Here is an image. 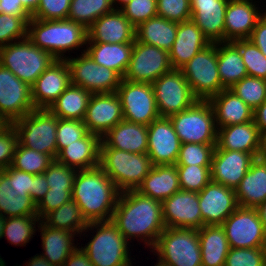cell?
<instances>
[{
  "label": "cell",
  "mask_w": 266,
  "mask_h": 266,
  "mask_svg": "<svg viewBox=\"0 0 266 266\" xmlns=\"http://www.w3.org/2000/svg\"><path fill=\"white\" fill-rule=\"evenodd\" d=\"M239 49L248 76L266 80V57L260 49L249 39L232 41Z\"/></svg>",
  "instance_id": "cell-45"
},
{
  "label": "cell",
  "mask_w": 266,
  "mask_h": 266,
  "mask_svg": "<svg viewBox=\"0 0 266 266\" xmlns=\"http://www.w3.org/2000/svg\"><path fill=\"white\" fill-rule=\"evenodd\" d=\"M27 38L37 47L50 53L56 60H63L66 51L87 44V29L71 20H40L28 22Z\"/></svg>",
  "instance_id": "cell-3"
},
{
  "label": "cell",
  "mask_w": 266,
  "mask_h": 266,
  "mask_svg": "<svg viewBox=\"0 0 266 266\" xmlns=\"http://www.w3.org/2000/svg\"><path fill=\"white\" fill-rule=\"evenodd\" d=\"M131 263H132V261L130 263H127V264L123 265V266H132Z\"/></svg>",
  "instance_id": "cell-72"
},
{
  "label": "cell",
  "mask_w": 266,
  "mask_h": 266,
  "mask_svg": "<svg viewBox=\"0 0 266 266\" xmlns=\"http://www.w3.org/2000/svg\"><path fill=\"white\" fill-rule=\"evenodd\" d=\"M32 16L0 13V47L27 38L28 22Z\"/></svg>",
  "instance_id": "cell-47"
},
{
  "label": "cell",
  "mask_w": 266,
  "mask_h": 266,
  "mask_svg": "<svg viewBox=\"0 0 266 266\" xmlns=\"http://www.w3.org/2000/svg\"><path fill=\"white\" fill-rule=\"evenodd\" d=\"M130 0H112V4L113 6L115 4H117L116 2H118V4L120 5V7H116V9H120L122 6H124L126 3H128Z\"/></svg>",
  "instance_id": "cell-68"
},
{
  "label": "cell",
  "mask_w": 266,
  "mask_h": 266,
  "mask_svg": "<svg viewBox=\"0 0 266 266\" xmlns=\"http://www.w3.org/2000/svg\"><path fill=\"white\" fill-rule=\"evenodd\" d=\"M123 119L121 101L116 92L94 93L90 97L83 123L89 133L102 138Z\"/></svg>",
  "instance_id": "cell-19"
},
{
  "label": "cell",
  "mask_w": 266,
  "mask_h": 266,
  "mask_svg": "<svg viewBox=\"0 0 266 266\" xmlns=\"http://www.w3.org/2000/svg\"><path fill=\"white\" fill-rule=\"evenodd\" d=\"M37 225L41 231L44 251L41 256L54 266H63L65 260L77 248L73 243L76 234L64 229L51 228L42 220Z\"/></svg>",
  "instance_id": "cell-34"
},
{
  "label": "cell",
  "mask_w": 266,
  "mask_h": 266,
  "mask_svg": "<svg viewBox=\"0 0 266 266\" xmlns=\"http://www.w3.org/2000/svg\"><path fill=\"white\" fill-rule=\"evenodd\" d=\"M202 266H224L230 246L221 225H204L198 230Z\"/></svg>",
  "instance_id": "cell-36"
},
{
  "label": "cell",
  "mask_w": 266,
  "mask_h": 266,
  "mask_svg": "<svg viewBox=\"0 0 266 266\" xmlns=\"http://www.w3.org/2000/svg\"><path fill=\"white\" fill-rule=\"evenodd\" d=\"M63 266H94L88 259L87 253L81 248H76L65 260Z\"/></svg>",
  "instance_id": "cell-61"
},
{
  "label": "cell",
  "mask_w": 266,
  "mask_h": 266,
  "mask_svg": "<svg viewBox=\"0 0 266 266\" xmlns=\"http://www.w3.org/2000/svg\"><path fill=\"white\" fill-rule=\"evenodd\" d=\"M0 215L21 217L37 215L36 204L30 196L17 195L14 188V168L0 170Z\"/></svg>",
  "instance_id": "cell-32"
},
{
  "label": "cell",
  "mask_w": 266,
  "mask_h": 266,
  "mask_svg": "<svg viewBox=\"0 0 266 266\" xmlns=\"http://www.w3.org/2000/svg\"><path fill=\"white\" fill-rule=\"evenodd\" d=\"M148 149L152 165L176 164L181 141L169 117H159L148 126Z\"/></svg>",
  "instance_id": "cell-18"
},
{
  "label": "cell",
  "mask_w": 266,
  "mask_h": 266,
  "mask_svg": "<svg viewBox=\"0 0 266 266\" xmlns=\"http://www.w3.org/2000/svg\"><path fill=\"white\" fill-rule=\"evenodd\" d=\"M153 250L165 266H202L197 229L165 228Z\"/></svg>",
  "instance_id": "cell-8"
},
{
  "label": "cell",
  "mask_w": 266,
  "mask_h": 266,
  "mask_svg": "<svg viewBox=\"0 0 266 266\" xmlns=\"http://www.w3.org/2000/svg\"><path fill=\"white\" fill-rule=\"evenodd\" d=\"M152 166L147 153H130L109 148L101 141L99 167L121 192L137 190Z\"/></svg>",
  "instance_id": "cell-4"
},
{
  "label": "cell",
  "mask_w": 266,
  "mask_h": 266,
  "mask_svg": "<svg viewBox=\"0 0 266 266\" xmlns=\"http://www.w3.org/2000/svg\"><path fill=\"white\" fill-rule=\"evenodd\" d=\"M249 40H251L266 57V12L256 23Z\"/></svg>",
  "instance_id": "cell-58"
},
{
  "label": "cell",
  "mask_w": 266,
  "mask_h": 266,
  "mask_svg": "<svg viewBox=\"0 0 266 266\" xmlns=\"http://www.w3.org/2000/svg\"><path fill=\"white\" fill-rule=\"evenodd\" d=\"M178 23L155 16L135 29V39L140 43L170 51L177 35Z\"/></svg>",
  "instance_id": "cell-37"
},
{
  "label": "cell",
  "mask_w": 266,
  "mask_h": 266,
  "mask_svg": "<svg viewBox=\"0 0 266 266\" xmlns=\"http://www.w3.org/2000/svg\"><path fill=\"white\" fill-rule=\"evenodd\" d=\"M120 10L137 28L141 23L157 16V0H130Z\"/></svg>",
  "instance_id": "cell-52"
},
{
  "label": "cell",
  "mask_w": 266,
  "mask_h": 266,
  "mask_svg": "<svg viewBox=\"0 0 266 266\" xmlns=\"http://www.w3.org/2000/svg\"><path fill=\"white\" fill-rule=\"evenodd\" d=\"M211 166L176 165L181 190L200 192L211 181Z\"/></svg>",
  "instance_id": "cell-46"
},
{
  "label": "cell",
  "mask_w": 266,
  "mask_h": 266,
  "mask_svg": "<svg viewBox=\"0 0 266 266\" xmlns=\"http://www.w3.org/2000/svg\"><path fill=\"white\" fill-rule=\"evenodd\" d=\"M135 27L120 9L99 17L88 29L87 42L94 43H134Z\"/></svg>",
  "instance_id": "cell-24"
},
{
  "label": "cell",
  "mask_w": 266,
  "mask_h": 266,
  "mask_svg": "<svg viewBox=\"0 0 266 266\" xmlns=\"http://www.w3.org/2000/svg\"><path fill=\"white\" fill-rule=\"evenodd\" d=\"M91 95L86 89L70 84L49 109L60 119L83 121Z\"/></svg>",
  "instance_id": "cell-39"
},
{
  "label": "cell",
  "mask_w": 266,
  "mask_h": 266,
  "mask_svg": "<svg viewBox=\"0 0 266 266\" xmlns=\"http://www.w3.org/2000/svg\"><path fill=\"white\" fill-rule=\"evenodd\" d=\"M33 185V174L14 168V188L17 195L30 196Z\"/></svg>",
  "instance_id": "cell-57"
},
{
  "label": "cell",
  "mask_w": 266,
  "mask_h": 266,
  "mask_svg": "<svg viewBox=\"0 0 266 266\" xmlns=\"http://www.w3.org/2000/svg\"><path fill=\"white\" fill-rule=\"evenodd\" d=\"M78 170L54 160L43 173L51 190H73Z\"/></svg>",
  "instance_id": "cell-49"
},
{
  "label": "cell",
  "mask_w": 266,
  "mask_h": 266,
  "mask_svg": "<svg viewBox=\"0 0 266 266\" xmlns=\"http://www.w3.org/2000/svg\"><path fill=\"white\" fill-rule=\"evenodd\" d=\"M42 221L51 228L64 229L75 234H81L88 224L73 199L48 213Z\"/></svg>",
  "instance_id": "cell-40"
},
{
  "label": "cell",
  "mask_w": 266,
  "mask_h": 266,
  "mask_svg": "<svg viewBox=\"0 0 266 266\" xmlns=\"http://www.w3.org/2000/svg\"><path fill=\"white\" fill-rule=\"evenodd\" d=\"M85 52L98 64L116 71L122 78L128 69L133 43L87 42Z\"/></svg>",
  "instance_id": "cell-35"
},
{
  "label": "cell",
  "mask_w": 266,
  "mask_h": 266,
  "mask_svg": "<svg viewBox=\"0 0 266 266\" xmlns=\"http://www.w3.org/2000/svg\"><path fill=\"white\" fill-rule=\"evenodd\" d=\"M100 146L101 137L88 133L84 138L61 149L55 160L76 170L94 168L99 166Z\"/></svg>",
  "instance_id": "cell-29"
},
{
  "label": "cell",
  "mask_w": 266,
  "mask_h": 266,
  "mask_svg": "<svg viewBox=\"0 0 266 266\" xmlns=\"http://www.w3.org/2000/svg\"><path fill=\"white\" fill-rule=\"evenodd\" d=\"M54 160L51 155L26 148L18 143L11 166L20 171L37 175L43 174Z\"/></svg>",
  "instance_id": "cell-43"
},
{
  "label": "cell",
  "mask_w": 266,
  "mask_h": 266,
  "mask_svg": "<svg viewBox=\"0 0 266 266\" xmlns=\"http://www.w3.org/2000/svg\"><path fill=\"white\" fill-rule=\"evenodd\" d=\"M86 125L81 120L58 119L56 130V142L58 152L76 140L84 138L88 134Z\"/></svg>",
  "instance_id": "cell-51"
},
{
  "label": "cell",
  "mask_w": 266,
  "mask_h": 266,
  "mask_svg": "<svg viewBox=\"0 0 266 266\" xmlns=\"http://www.w3.org/2000/svg\"><path fill=\"white\" fill-rule=\"evenodd\" d=\"M259 128L254 120L217 129L215 149L241 151L257 156Z\"/></svg>",
  "instance_id": "cell-30"
},
{
  "label": "cell",
  "mask_w": 266,
  "mask_h": 266,
  "mask_svg": "<svg viewBox=\"0 0 266 266\" xmlns=\"http://www.w3.org/2000/svg\"><path fill=\"white\" fill-rule=\"evenodd\" d=\"M17 144L18 136L11 124L0 134V170L8 168L12 164Z\"/></svg>",
  "instance_id": "cell-56"
},
{
  "label": "cell",
  "mask_w": 266,
  "mask_h": 266,
  "mask_svg": "<svg viewBox=\"0 0 266 266\" xmlns=\"http://www.w3.org/2000/svg\"><path fill=\"white\" fill-rule=\"evenodd\" d=\"M221 226L230 248L266 247V230L256 208L239 206Z\"/></svg>",
  "instance_id": "cell-14"
},
{
  "label": "cell",
  "mask_w": 266,
  "mask_h": 266,
  "mask_svg": "<svg viewBox=\"0 0 266 266\" xmlns=\"http://www.w3.org/2000/svg\"><path fill=\"white\" fill-rule=\"evenodd\" d=\"M4 222H5V217H2L0 215V239L3 236Z\"/></svg>",
  "instance_id": "cell-69"
},
{
  "label": "cell",
  "mask_w": 266,
  "mask_h": 266,
  "mask_svg": "<svg viewBox=\"0 0 266 266\" xmlns=\"http://www.w3.org/2000/svg\"><path fill=\"white\" fill-rule=\"evenodd\" d=\"M209 44L210 41L192 19L178 23L177 35L172 49L169 51L172 68L180 70L192 57Z\"/></svg>",
  "instance_id": "cell-26"
},
{
  "label": "cell",
  "mask_w": 266,
  "mask_h": 266,
  "mask_svg": "<svg viewBox=\"0 0 266 266\" xmlns=\"http://www.w3.org/2000/svg\"><path fill=\"white\" fill-rule=\"evenodd\" d=\"M172 69L168 51L140 43L135 39L130 63L123 79L152 84L161 75Z\"/></svg>",
  "instance_id": "cell-15"
},
{
  "label": "cell",
  "mask_w": 266,
  "mask_h": 266,
  "mask_svg": "<svg viewBox=\"0 0 266 266\" xmlns=\"http://www.w3.org/2000/svg\"><path fill=\"white\" fill-rule=\"evenodd\" d=\"M41 0H21L22 6L32 15L38 8Z\"/></svg>",
  "instance_id": "cell-65"
},
{
  "label": "cell",
  "mask_w": 266,
  "mask_h": 266,
  "mask_svg": "<svg viewBox=\"0 0 266 266\" xmlns=\"http://www.w3.org/2000/svg\"><path fill=\"white\" fill-rule=\"evenodd\" d=\"M116 93L125 120L148 126L160 117L151 83L131 82L122 78Z\"/></svg>",
  "instance_id": "cell-13"
},
{
  "label": "cell",
  "mask_w": 266,
  "mask_h": 266,
  "mask_svg": "<svg viewBox=\"0 0 266 266\" xmlns=\"http://www.w3.org/2000/svg\"><path fill=\"white\" fill-rule=\"evenodd\" d=\"M252 110L266 100V80L253 76H245L230 88Z\"/></svg>",
  "instance_id": "cell-44"
},
{
  "label": "cell",
  "mask_w": 266,
  "mask_h": 266,
  "mask_svg": "<svg viewBox=\"0 0 266 266\" xmlns=\"http://www.w3.org/2000/svg\"><path fill=\"white\" fill-rule=\"evenodd\" d=\"M40 221L38 215L5 217L2 237H6L11 245L25 246L36 231V222Z\"/></svg>",
  "instance_id": "cell-42"
},
{
  "label": "cell",
  "mask_w": 266,
  "mask_h": 266,
  "mask_svg": "<svg viewBox=\"0 0 266 266\" xmlns=\"http://www.w3.org/2000/svg\"><path fill=\"white\" fill-rule=\"evenodd\" d=\"M114 9L112 0H71L67 19L88 29L99 17Z\"/></svg>",
  "instance_id": "cell-41"
},
{
  "label": "cell",
  "mask_w": 266,
  "mask_h": 266,
  "mask_svg": "<svg viewBox=\"0 0 266 266\" xmlns=\"http://www.w3.org/2000/svg\"><path fill=\"white\" fill-rule=\"evenodd\" d=\"M256 157L251 153L215 149L211 162V180L236 189Z\"/></svg>",
  "instance_id": "cell-22"
},
{
  "label": "cell",
  "mask_w": 266,
  "mask_h": 266,
  "mask_svg": "<svg viewBox=\"0 0 266 266\" xmlns=\"http://www.w3.org/2000/svg\"><path fill=\"white\" fill-rule=\"evenodd\" d=\"M58 119L49 108H35L11 124L17 133L20 145L51 155L55 159L58 154L56 142Z\"/></svg>",
  "instance_id": "cell-5"
},
{
  "label": "cell",
  "mask_w": 266,
  "mask_h": 266,
  "mask_svg": "<svg viewBox=\"0 0 266 266\" xmlns=\"http://www.w3.org/2000/svg\"><path fill=\"white\" fill-rule=\"evenodd\" d=\"M94 228L97 232L93 239L82 247L94 266H123L131 262L129 241L111 220L88 223L84 232Z\"/></svg>",
  "instance_id": "cell-6"
},
{
  "label": "cell",
  "mask_w": 266,
  "mask_h": 266,
  "mask_svg": "<svg viewBox=\"0 0 266 266\" xmlns=\"http://www.w3.org/2000/svg\"><path fill=\"white\" fill-rule=\"evenodd\" d=\"M216 144L184 143L181 144L175 165L211 166Z\"/></svg>",
  "instance_id": "cell-48"
},
{
  "label": "cell",
  "mask_w": 266,
  "mask_h": 266,
  "mask_svg": "<svg viewBox=\"0 0 266 266\" xmlns=\"http://www.w3.org/2000/svg\"><path fill=\"white\" fill-rule=\"evenodd\" d=\"M260 220L266 230V200L256 207Z\"/></svg>",
  "instance_id": "cell-66"
},
{
  "label": "cell",
  "mask_w": 266,
  "mask_h": 266,
  "mask_svg": "<svg viewBox=\"0 0 266 266\" xmlns=\"http://www.w3.org/2000/svg\"><path fill=\"white\" fill-rule=\"evenodd\" d=\"M70 84V70L66 60H55L31 85L33 106L50 108Z\"/></svg>",
  "instance_id": "cell-21"
},
{
  "label": "cell",
  "mask_w": 266,
  "mask_h": 266,
  "mask_svg": "<svg viewBox=\"0 0 266 266\" xmlns=\"http://www.w3.org/2000/svg\"><path fill=\"white\" fill-rule=\"evenodd\" d=\"M165 228L197 229L202 227L198 192L179 190L162 202Z\"/></svg>",
  "instance_id": "cell-20"
},
{
  "label": "cell",
  "mask_w": 266,
  "mask_h": 266,
  "mask_svg": "<svg viewBox=\"0 0 266 266\" xmlns=\"http://www.w3.org/2000/svg\"><path fill=\"white\" fill-rule=\"evenodd\" d=\"M169 118L182 144L217 143L215 114L208 100H198L190 108L175 113Z\"/></svg>",
  "instance_id": "cell-9"
},
{
  "label": "cell",
  "mask_w": 266,
  "mask_h": 266,
  "mask_svg": "<svg viewBox=\"0 0 266 266\" xmlns=\"http://www.w3.org/2000/svg\"><path fill=\"white\" fill-rule=\"evenodd\" d=\"M72 199L71 190H49L36 205L37 215L42 220L48 213Z\"/></svg>",
  "instance_id": "cell-55"
},
{
  "label": "cell",
  "mask_w": 266,
  "mask_h": 266,
  "mask_svg": "<svg viewBox=\"0 0 266 266\" xmlns=\"http://www.w3.org/2000/svg\"><path fill=\"white\" fill-rule=\"evenodd\" d=\"M224 266H266V247L230 248Z\"/></svg>",
  "instance_id": "cell-50"
},
{
  "label": "cell",
  "mask_w": 266,
  "mask_h": 266,
  "mask_svg": "<svg viewBox=\"0 0 266 266\" xmlns=\"http://www.w3.org/2000/svg\"><path fill=\"white\" fill-rule=\"evenodd\" d=\"M254 122L259 131L266 130V100L254 110Z\"/></svg>",
  "instance_id": "cell-62"
},
{
  "label": "cell",
  "mask_w": 266,
  "mask_h": 266,
  "mask_svg": "<svg viewBox=\"0 0 266 266\" xmlns=\"http://www.w3.org/2000/svg\"><path fill=\"white\" fill-rule=\"evenodd\" d=\"M228 2L229 0H190L191 19L210 43L224 42Z\"/></svg>",
  "instance_id": "cell-23"
},
{
  "label": "cell",
  "mask_w": 266,
  "mask_h": 266,
  "mask_svg": "<svg viewBox=\"0 0 266 266\" xmlns=\"http://www.w3.org/2000/svg\"><path fill=\"white\" fill-rule=\"evenodd\" d=\"M152 87L160 117L179 113L199 100L179 69H172L161 75L152 83Z\"/></svg>",
  "instance_id": "cell-11"
},
{
  "label": "cell",
  "mask_w": 266,
  "mask_h": 266,
  "mask_svg": "<svg viewBox=\"0 0 266 266\" xmlns=\"http://www.w3.org/2000/svg\"><path fill=\"white\" fill-rule=\"evenodd\" d=\"M2 14L16 16H32L23 6L21 0H0Z\"/></svg>",
  "instance_id": "cell-60"
},
{
  "label": "cell",
  "mask_w": 266,
  "mask_h": 266,
  "mask_svg": "<svg viewBox=\"0 0 266 266\" xmlns=\"http://www.w3.org/2000/svg\"><path fill=\"white\" fill-rule=\"evenodd\" d=\"M181 189L176 165H153L137 188L142 195L163 202Z\"/></svg>",
  "instance_id": "cell-33"
},
{
  "label": "cell",
  "mask_w": 266,
  "mask_h": 266,
  "mask_svg": "<svg viewBox=\"0 0 266 266\" xmlns=\"http://www.w3.org/2000/svg\"><path fill=\"white\" fill-rule=\"evenodd\" d=\"M148 128L123 119L109 130L101 141L109 148L145 154L148 149Z\"/></svg>",
  "instance_id": "cell-28"
},
{
  "label": "cell",
  "mask_w": 266,
  "mask_h": 266,
  "mask_svg": "<svg viewBox=\"0 0 266 266\" xmlns=\"http://www.w3.org/2000/svg\"><path fill=\"white\" fill-rule=\"evenodd\" d=\"M29 260L30 261L26 266H54L53 264L49 263L43 256H41V254L35 255Z\"/></svg>",
  "instance_id": "cell-64"
},
{
  "label": "cell",
  "mask_w": 266,
  "mask_h": 266,
  "mask_svg": "<svg viewBox=\"0 0 266 266\" xmlns=\"http://www.w3.org/2000/svg\"><path fill=\"white\" fill-rule=\"evenodd\" d=\"M5 264H6L5 261L0 256V266H6Z\"/></svg>",
  "instance_id": "cell-70"
},
{
  "label": "cell",
  "mask_w": 266,
  "mask_h": 266,
  "mask_svg": "<svg viewBox=\"0 0 266 266\" xmlns=\"http://www.w3.org/2000/svg\"><path fill=\"white\" fill-rule=\"evenodd\" d=\"M48 190H49V186L47 184L45 175L44 174H37V175L33 174V185H32V189H30V197L36 205L45 196Z\"/></svg>",
  "instance_id": "cell-59"
},
{
  "label": "cell",
  "mask_w": 266,
  "mask_h": 266,
  "mask_svg": "<svg viewBox=\"0 0 266 266\" xmlns=\"http://www.w3.org/2000/svg\"><path fill=\"white\" fill-rule=\"evenodd\" d=\"M199 208L204 225H221L238 207L235 190L210 181L198 192Z\"/></svg>",
  "instance_id": "cell-17"
},
{
  "label": "cell",
  "mask_w": 266,
  "mask_h": 266,
  "mask_svg": "<svg viewBox=\"0 0 266 266\" xmlns=\"http://www.w3.org/2000/svg\"><path fill=\"white\" fill-rule=\"evenodd\" d=\"M262 16L252 0H229L224 20V42L249 39Z\"/></svg>",
  "instance_id": "cell-25"
},
{
  "label": "cell",
  "mask_w": 266,
  "mask_h": 266,
  "mask_svg": "<svg viewBox=\"0 0 266 266\" xmlns=\"http://www.w3.org/2000/svg\"><path fill=\"white\" fill-rule=\"evenodd\" d=\"M256 158L266 160V130L260 131L259 146Z\"/></svg>",
  "instance_id": "cell-63"
},
{
  "label": "cell",
  "mask_w": 266,
  "mask_h": 266,
  "mask_svg": "<svg viewBox=\"0 0 266 266\" xmlns=\"http://www.w3.org/2000/svg\"><path fill=\"white\" fill-rule=\"evenodd\" d=\"M34 109L31 86L0 64V115L12 123Z\"/></svg>",
  "instance_id": "cell-16"
},
{
  "label": "cell",
  "mask_w": 266,
  "mask_h": 266,
  "mask_svg": "<svg viewBox=\"0 0 266 266\" xmlns=\"http://www.w3.org/2000/svg\"><path fill=\"white\" fill-rule=\"evenodd\" d=\"M120 193L114 182L97 166L77 171L72 199L77 202L87 223L110 221Z\"/></svg>",
  "instance_id": "cell-2"
},
{
  "label": "cell",
  "mask_w": 266,
  "mask_h": 266,
  "mask_svg": "<svg viewBox=\"0 0 266 266\" xmlns=\"http://www.w3.org/2000/svg\"><path fill=\"white\" fill-rule=\"evenodd\" d=\"M208 101L214 110L217 129L254 120V110L230 89L222 90Z\"/></svg>",
  "instance_id": "cell-27"
},
{
  "label": "cell",
  "mask_w": 266,
  "mask_h": 266,
  "mask_svg": "<svg viewBox=\"0 0 266 266\" xmlns=\"http://www.w3.org/2000/svg\"><path fill=\"white\" fill-rule=\"evenodd\" d=\"M235 194L240 207L256 208L266 200V160L253 161Z\"/></svg>",
  "instance_id": "cell-31"
},
{
  "label": "cell",
  "mask_w": 266,
  "mask_h": 266,
  "mask_svg": "<svg viewBox=\"0 0 266 266\" xmlns=\"http://www.w3.org/2000/svg\"><path fill=\"white\" fill-rule=\"evenodd\" d=\"M157 15L176 23L190 20V0H157Z\"/></svg>",
  "instance_id": "cell-53"
},
{
  "label": "cell",
  "mask_w": 266,
  "mask_h": 266,
  "mask_svg": "<svg viewBox=\"0 0 266 266\" xmlns=\"http://www.w3.org/2000/svg\"><path fill=\"white\" fill-rule=\"evenodd\" d=\"M71 0H41L32 18L40 20H66Z\"/></svg>",
  "instance_id": "cell-54"
},
{
  "label": "cell",
  "mask_w": 266,
  "mask_h": 266,
  "mask_svg": "<svg viewBox=\"0 0 266 266\" xmlns=\"http://www.w3.org/2000/svg\"><path fill=\"white\" fill-rule=\"evenodd\" d=\"M155 266H165V265H163V264L157 262Z\"/></svg>",
  "instance_id": "cell-71"
},
{
  "label": "cell",
  "mask_w": 266,
  "mask_h": 266,
  "mask_svg": "<svg viewBox=\"0 0 266 266\" xmlns=\"http://www.w3.org/2000/svg\"><path fill=\"white\" fill-rule=\"evenodd\" d=\"M217 65L224 89H230L248 75L239 49L232 42L217 43Z\"/></svg>",
  "instance_id": "cell-38"
},
{
  "label": "cell",
  "mask_w": 266,
  "mask_h": 266,
  "mask_svg": "<svg viewBox=\"0 0 266 266\" xmlns=\"http://www.w3.org/2000/svg\"><path fill=\"white\" fill-rule=\"evenodd\" d=\"M55 60L28 38L0 47V64L30 86Z\"/></svg>",
  "instance_id": "cell-7"
},
{
  "label": "cell",
  "mask_w": 266,
  "mask_h": 266,
  "mask_svg": "<svg viewBox=\"0 0 266 266\" xmlns=\"http://www.w3.org/2000/svg\"><path fill=\"white\" fill-rule=\"evenodd\" d=\"M69 70L71 84L80 86L94 93H115L122 77L114 70L98 65L86 52L80 57L65 58Z\"/></svg>",
  "instance_id": "cell-12"
},
{
  "label": "cell",
  "mask_w": 266,
  "mask_h": 266,
  "mask_svg": "<svg viewBox=\"0 0 266 266\" xmlns=\"http://www.w3.org/2000/svg\"><path fill=\"white\" fill-rule=\"evenodd\" d=\"M111 221L127 241L139 237L152 249L165 229L162 202L137 190L120 193Z\"/></svg>",
  "instance_id": "cell-1"
},
{
  "label": "cell",
  "mask_w": 266,
  "mask_h": 266,
  "mask_svg": "<svg viewBox=\"0 0 266 266\" xmlns=\"http://www.w3.org/2000/svg\"><path fill=\"white\" fill-rule=\"evenodd\" d=\"M199 100H209L224 88L217 65V43L200 50L180 69Z\"/></svg>",
  "instance_id": "cell-10"
},
{
  "label": "cell",
  "mask_w": 266,
  "mask_h": 266,
  "mask_svg": "<svg viewBox=\"0 0 266 266\" xmlns=\"http://www.w3.org/2000/svg\"><path fill=\"white\" fill-rule=\"evenodd\" d=\"M11 123L2 115H0V134L4 132Z\"/></svg>",
  "instance_id": "cell-67"
}]
</instances>
